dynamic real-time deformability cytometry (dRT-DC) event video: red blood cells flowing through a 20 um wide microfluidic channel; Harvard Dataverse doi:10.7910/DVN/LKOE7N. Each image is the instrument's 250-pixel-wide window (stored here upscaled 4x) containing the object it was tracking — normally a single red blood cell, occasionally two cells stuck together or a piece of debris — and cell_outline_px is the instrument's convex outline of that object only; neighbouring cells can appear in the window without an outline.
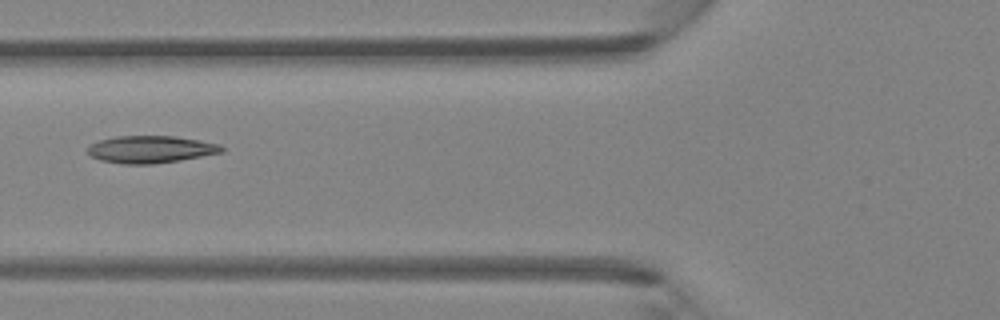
{"species": "Egyptian fruit bat (a non-hibernating species)", "species_latin": "Rousettus aegyptiacus", "temperature_condition": "room temperature", "stored_images_in_passage": 5, "camera_frame_rate_fps": 3000, "um_per_image_px": 0.085, "animal": {"sex": "female"}, "frame": {"image": 1, "passage_image": 5, "time_ms": 4.667, "image_size_px": [1000, 320], "cell_outline_px": [[224, 152], [180, 160], [152, 164], [124, 164], [100, 160], [92, 156], [88, 152], [88, 148], [92, 144], [100, 140], [116, 136], [176, 136], [220, 144], [224, 148]], "centroid_in_image_um": [12.84, 12.69], "position_along_channel_um": 113.0, "area_um2": 21.15}}